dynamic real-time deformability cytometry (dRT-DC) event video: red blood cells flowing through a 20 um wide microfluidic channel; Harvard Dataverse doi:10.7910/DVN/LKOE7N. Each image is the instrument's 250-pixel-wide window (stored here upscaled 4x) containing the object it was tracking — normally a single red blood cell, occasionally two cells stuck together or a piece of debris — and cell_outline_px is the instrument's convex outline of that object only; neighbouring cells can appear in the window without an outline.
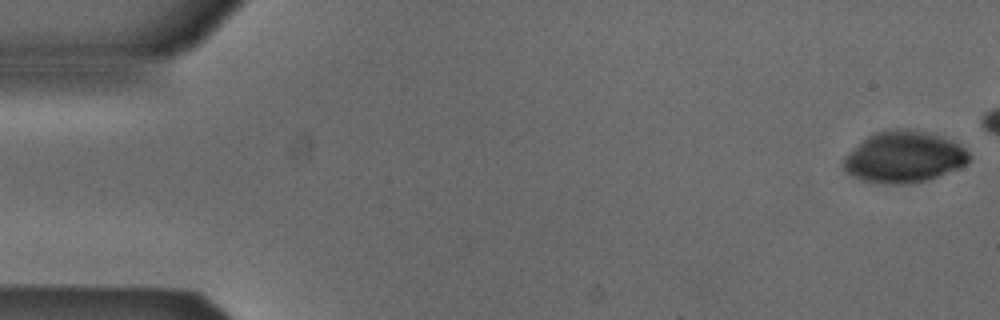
{"species": "Egyptian fruit bat (a non-hibernating species)", "species_latin": "Rousettus aegyptiacus", "temperature_condition": "cold", "stored_images_in_passage": 9, "camera_frame_rate_fps": 3000, "um_per_image_px": 0.085, "animal": {"sex": "male"}, "frame": {"image": 1, "passage_image": 1, "time_ms": 0.0, "image_size_px": [1000, 320], "cell_outline_px": [[968, 160], [964, 164], [956, 168], [928, 180], [908, 184], [884, 184], [864, 180], [852, 176], [844, 168], [844, 156], [868, 136], [876, 132], [900, 128], [908, 128], [928, 132], [952, 140], [960, 144], [968, 152]], "centroid_in_image_um": [76.82, 13.34], "position_along_channel_um": 8.2, "area_um2": 37.22}}
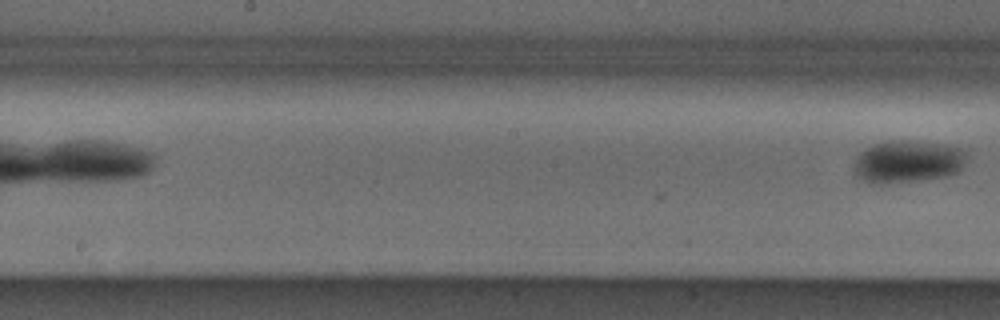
{"frame": {"image": 2, "passage_image": 9, "time_ms": 2.667, "image_size_px": [1000, 320], "cell_outline_px": [[968, 156], [964, 168], [960, 172], [948, 176], [924, 180], [884, 184], [868, 184], [860, 180], [856, 176], [856, 160], [860, 152], [872, 144], [892, 140], [908, 140], [948, 144], [960, 148]], "centroid_in_image_um": [77.2, 13.75], "position_along_channel_um": 171.0, "area_um2": 28.55}}